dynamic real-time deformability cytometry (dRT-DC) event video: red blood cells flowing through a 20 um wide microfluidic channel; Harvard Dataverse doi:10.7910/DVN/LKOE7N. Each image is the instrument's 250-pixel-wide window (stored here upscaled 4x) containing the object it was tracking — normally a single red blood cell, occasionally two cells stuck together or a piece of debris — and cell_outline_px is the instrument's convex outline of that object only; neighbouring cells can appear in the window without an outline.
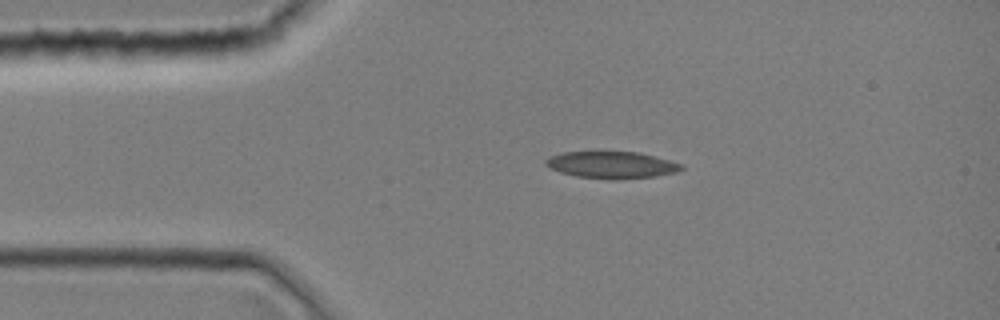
{"species": "common noctule bat (a hibernating species)", "species_latin": "Nyctalus noctula", "temperature_condition": "room temperature", "stored_images_in_passage": 1, "camera_frame_rate_fps": 3000, "um_per_image_px": 0.085, "animal": {"sex": "female", "body_mass_g": 19.0, "forearm_length_mm": 51.5}, "frame": {"image": 1, "passage_image": 1, "time_ms": 0.0, "image_size_px": [1000, 320], "cell_outline_px": [[684, 168], [676, 172], [656, 176], [612, 180], [576, 176], [560, 172], [548, 168], [544, 164], [544, 160], [548, 156], [564, 152], [596, 148], [600, 148], [640, 152], [668, 160], [680, 164]], "centroid_in_image_um": [51.88, 13.96], "position_along_channel_um": 33.1, "area_um2": 22.43}}